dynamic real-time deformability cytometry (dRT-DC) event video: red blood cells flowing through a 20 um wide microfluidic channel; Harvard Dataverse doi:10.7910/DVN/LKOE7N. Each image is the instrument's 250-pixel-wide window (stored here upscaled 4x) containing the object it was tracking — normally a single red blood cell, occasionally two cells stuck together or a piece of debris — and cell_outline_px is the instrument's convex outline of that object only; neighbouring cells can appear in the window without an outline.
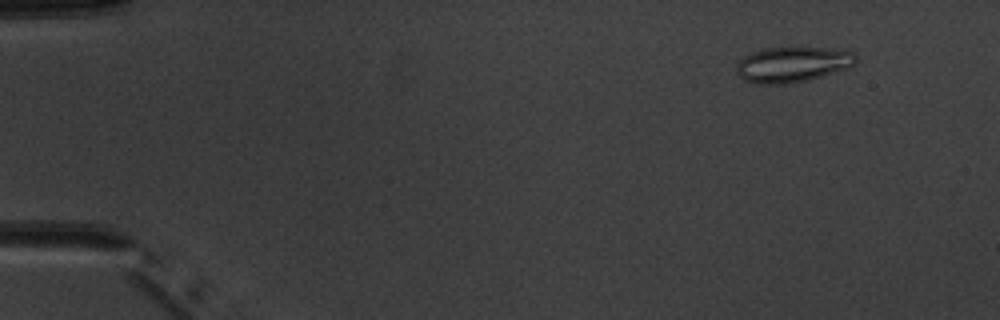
{"species": "common noctule bat (a hibernating species)", "species_latin": "Nyctalus noctula", "temperature_condition": "warm", "stored_images_in_passage": 5, "camera_frame_rate_fps": 3000, "um_per_image_px": 0.085, "animal": {"sex": "male", "body_mass_g": 20.1, "forearm_length_mm": 53.5}, "frame": {"image": 1, "passage_image": 2, "time_ms": 1.333, "image_size_px": [1000, 320], "cell_outline_px": [[856, 64], [848, 68], [808, 80], [788, 84], [756, 84], [744, 80], [736, 72], [736, 64], [744, 56], [752, 52], [764, 48], [836, 48], [852, 52], [856, 56]], "centroid_in_image_um": [67.36, 5.48], "position_along_channel_um": 17.6, "area_um2": 24.74}}
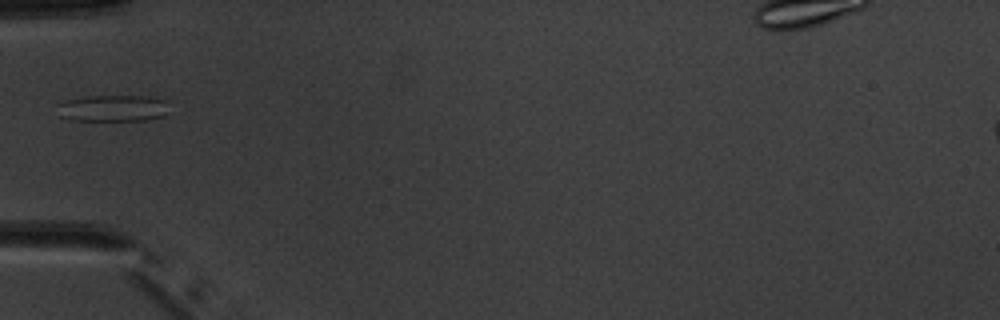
{"frame": {"image": 2, "passage_image": 5, "time_ms": 5.667, "image_size_px": [1000, 320], "cell_outline_px": [[164, 116], [144, 120], [72, 120], [60, 116], [56, 104], [68, 100], [88, 96], [148, 96], [164, 100]], "centroid_in_image_um": [9.52, 9.2], "position_along_channel_um": 75.5, "area_um2": 16.94}}